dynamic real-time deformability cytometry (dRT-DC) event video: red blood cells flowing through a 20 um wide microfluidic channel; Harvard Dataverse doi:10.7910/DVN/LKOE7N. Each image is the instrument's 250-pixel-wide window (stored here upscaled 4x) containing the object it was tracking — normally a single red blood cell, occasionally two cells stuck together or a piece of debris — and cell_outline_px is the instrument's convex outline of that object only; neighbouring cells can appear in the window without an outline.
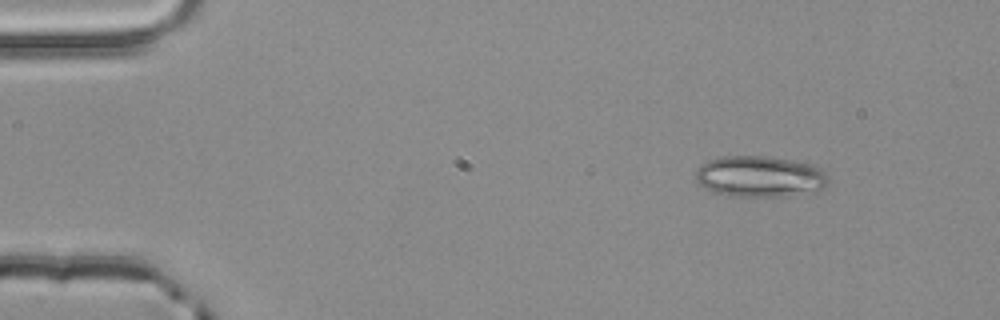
{"species": "common noctule bat (a hibernating species)", "species_latin": "Nyctalus noctula", "temperature_condition": "room temperature", "stored_images_in_passage": 3, "camera_frame_rate_fps": 3000, "um_per_image_px": 0.085, "animal": {"sex": "male", "body_mass_g": 20.4}, "frame": {"image": 1, "passage_image": 1, "time_ms": 0.0, "image_size_px": [1000, 320], "cell_outline_px": [[828, 184], [824, 188], [780, 196], [724, 196], [700, 184], [696, 180], [696, 172], [700, 164], [708, 160], [724, 156], [764, 156], [816, 164], [824, 172], [828, 180]], "centroid_in_image_um": [64.57, 14.98], "position_along_channel_um": 20.4, "area_um2": 31.44}}